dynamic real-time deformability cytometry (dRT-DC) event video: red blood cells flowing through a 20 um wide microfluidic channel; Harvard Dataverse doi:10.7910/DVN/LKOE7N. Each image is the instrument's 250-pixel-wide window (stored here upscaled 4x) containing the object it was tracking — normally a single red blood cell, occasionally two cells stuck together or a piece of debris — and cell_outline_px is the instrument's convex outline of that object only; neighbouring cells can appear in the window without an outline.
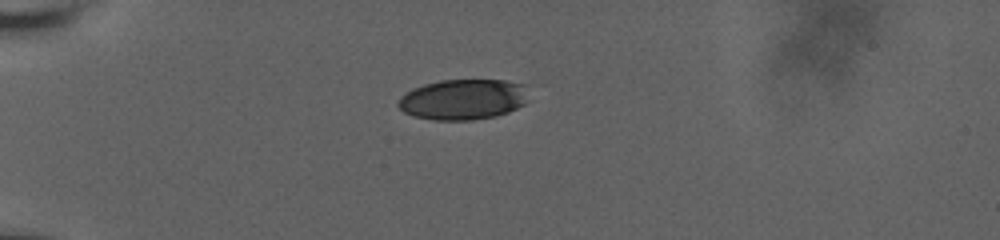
{"species": "human", "species_latin": "Homo sapiens", "temperature_condition": "room temperature", "stored_images_in_passage": 6, "camera_frame_rate_fps": 3000, "um_per_image_px": 0.085, "donor": {"sex": "male"}, "frame": {"image": 1, "passage_image": 1, "time_ms": 0.0, "image_size_px": [1000, 240], "cell_outline_px": [[524, 104], [508, 112], [496, 116], [472, 120], [432, 120], [412, 116], [404, 112], [396, 104], [400, 96], [412, 88], [424, 84], [440, 80], [504, 80], [524, 84]], "centroid_in_image_um": [39.28, 8.45], "position_along_channel_um": 45.7, "area_um2": 30.75}}
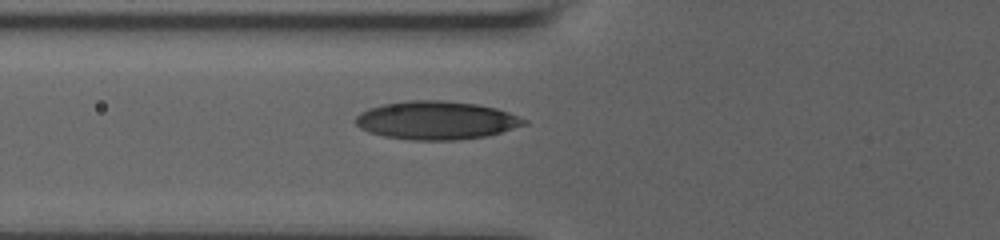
{"frame": {"image": 2, "passage_image": 4, "time_ms": 2.333, "image_size_px": [1000, 240], "cell_outline_px": [[528, 124], [488, 136], [460, 140], [412, 140], [384, 136], [368, 132], [360, 128], [356, 124], [356, 116], [360, 112], [368, 108], [384, 104], [412, 100], [440, 100], [476, 104], [496, 108], [508, 112], [528, 120]], "centroid_in_image_um": [37.1, 10.23], "position_along_channel_um": 88.7, "area_um2": 37.69}}
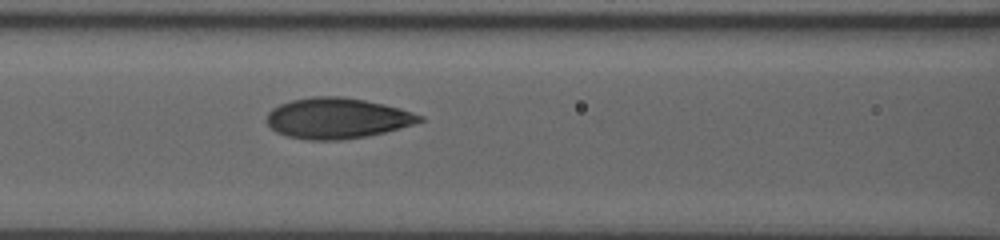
{"frame": {"image": 3, "passage_image": 6, "time_ms": 3.667, "image_size_px": [1000, 240], "cell_outline_px": [[424, 120], [400, 128], [368, 136], [340, 140], [308, 140], [288, 136], [276, 132], [268, 124], [268, 112], [272, 108], [280, 104], [292, 100], [312, 96], [340, 96], [364, 100], [384, 104], [400, 108], [424, 116]], "centroid_in_image_um": [28.66, 10.05], "position_along_channel_um": 137.9, "area_um2": 36.13}}